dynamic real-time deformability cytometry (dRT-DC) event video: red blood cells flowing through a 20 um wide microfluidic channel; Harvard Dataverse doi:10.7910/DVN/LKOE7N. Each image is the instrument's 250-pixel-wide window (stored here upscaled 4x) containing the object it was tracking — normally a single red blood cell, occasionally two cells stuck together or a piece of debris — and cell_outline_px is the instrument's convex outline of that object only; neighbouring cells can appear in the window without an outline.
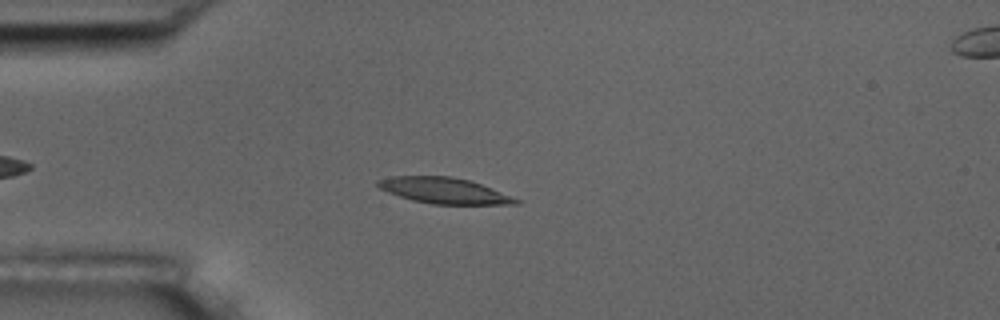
{"species": "common noctule bat (a hibernating species)", "species_latin": "Nyctalus noctula", "temperature_condition": "room temperature", "stored_images_in_passage": 5, "segment_of_instrument_passage": [1, 2], "camera_frame_rate_fps": 3000, "um_per_image_px": 0.085, "animal": {"sex": "male", "body_mass_g": 17.5, "forearm_length_mm": 52.3}, "frame": {"image": 1, "passage_image": 4, "time_ms": 3.333, "image_size_px": [1000, 320], "cell_outline_px": [[520, 204], [432, 204], [412, 200], [388, 192], [380, 188], [376, 184], [376, 180], [392, 176], [452, 176], [468, 180], [492, 188], [520, 200]], "centroid_in_image_um": [37.73, 16.2], "position_along_channel_um": 47.3, "area_um2": 20.63}}